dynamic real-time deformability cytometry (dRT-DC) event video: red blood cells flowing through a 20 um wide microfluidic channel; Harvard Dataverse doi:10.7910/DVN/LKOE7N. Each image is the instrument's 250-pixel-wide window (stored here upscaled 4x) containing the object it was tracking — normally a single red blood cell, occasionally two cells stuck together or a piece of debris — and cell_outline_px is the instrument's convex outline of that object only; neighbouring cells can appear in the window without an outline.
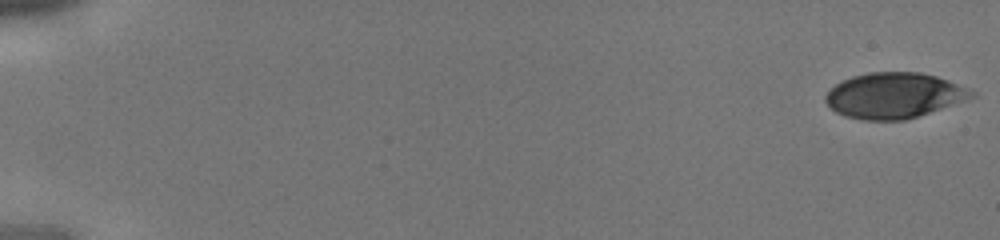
{"species": "human", "species_latin": "Homo sapiens", "temperature_condition": "cold", "stored_images_in_passage": 43, "camera_frame_rate_fps": 3000, "um_per_image_px": 0.085, "donor": {"sex": "male"}, "frame": {"image": 1, "passage_image": 1, "time_ms": 0.0, "image_size_px": [1000, 240], "cell_outline_px": [[976, 96], [904, 120], [860, 120], [844, 116], [836, 112], [824, 100], [824, 96], [836, 84], [852, 76], [868, 72], [920, 72], [936, 76], [948, 80], [968, 88], [976, 92]], "centroid_in_image_um": [75.97, 8.11], "position_along_channel_um": 9.0, "area_um2": 38.44}}
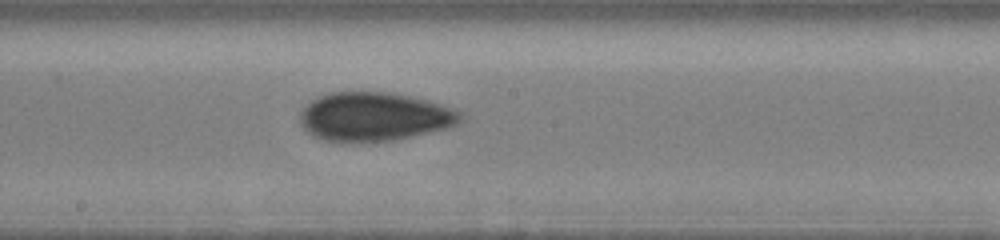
{"frame": {"image": 2, "passage_image": 25, "time_ms": 8.0, "image_size_px": [1000, 240], "cell_outline_px": [[464, 120], [448, 128], [396, 140], [340, 144], [320, 140], [312, 136], [300, 124], [300, 112], [312, 100], [320, 96], [332, 92], [384, 92], [408, 96], [428, 100], [456, 108], [464, 112]], "centroid_in_image_um": [31.83, 9.95], "position_along_channel_um": 216.4, "area_um2": 46.47}}
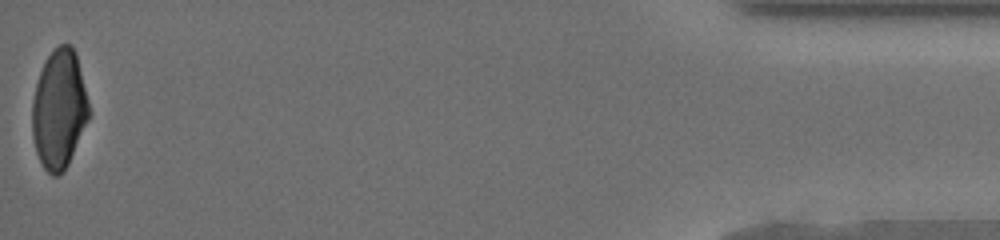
{"frame": {"image": 3, "passage_image": 43, "time_ms": 14.0, "image_size_px": [1000, 240], "cell_outline_px": [[88, 120], [68, 164], [56, 176], [52, 176], [44, 168], [36, 152], [32, 136], [32, 100], [36, 84], [44, 60], [60, 44], [72, 44], [76, 52], [88, 100]], "centroid_in_image_um": [5.01, 9.26], "position_along_channel_um": 430.2, "area_um2": 39.07}}